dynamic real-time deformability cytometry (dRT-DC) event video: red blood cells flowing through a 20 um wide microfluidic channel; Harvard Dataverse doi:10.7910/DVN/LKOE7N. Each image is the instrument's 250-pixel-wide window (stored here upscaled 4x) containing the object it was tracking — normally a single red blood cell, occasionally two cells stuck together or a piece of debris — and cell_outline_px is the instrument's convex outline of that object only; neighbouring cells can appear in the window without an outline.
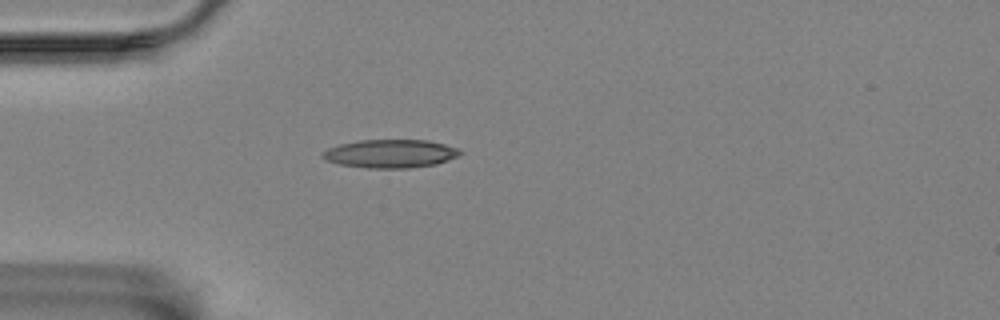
{"species": "Egyptian fruit bat (a non-hibernating species)", "species_latin": "Rousettus aegyptiacus", "temperature_condition": "room temperature", "stored_images_in_passage": 23, "camera_frame_rate_fps": 3000, "um_per_image_px": 0.085, "animal": {"sex": "female"}, "frame": {"image": 1, "passage_image": 1, "time_ms": 0.0, "image_size_px": [1000, 320], "cell_outline_px": [[464, 152], [448, 160], [436, 164], [408, 168], [368, 168], [340, 164], [324, 160], [320, 156], [320, 152], [328, 148], [340, 144], [360, 140], [428, 140], [460, 148]], "centroid_in_image_um": [33.17, 13.06], "position_along_channel_um": 51.8, "area_um2": 22.83}}
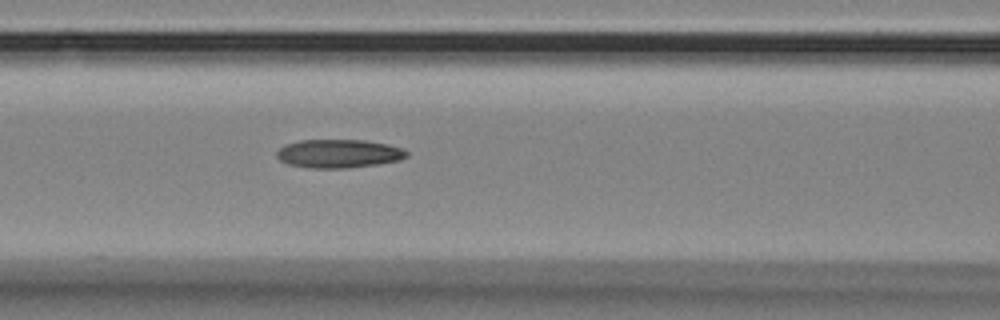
{"frame": {"image": 2, "passage_image": 9, "time_ms": 2.667, "image_size_px": [1000, 320], "cell_outline_px": [[408, 156], [400, 160], [376, 164], [348, 168], [308, 168], [288, 164], [280, 160], [276, 156], [276, 152], [284, 144], [300, 140], [364, 140], [388, 144], [404, 148], [408, 152]], "centroid_in_image_um": [28.79, 13.05], "position_along_channel_um": 137.8, "area_um2": 21.73}}
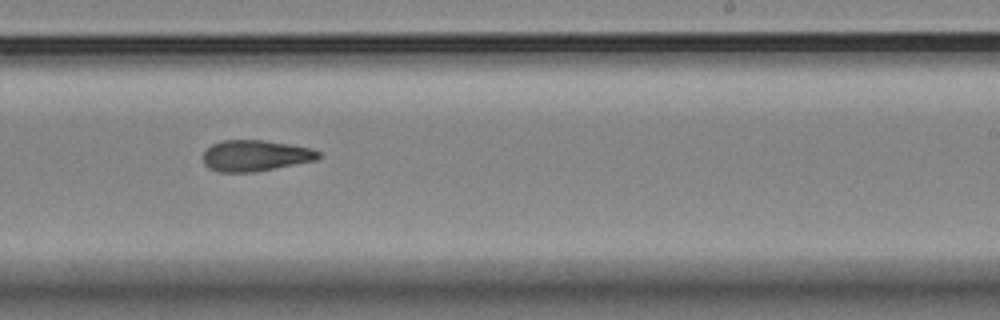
{"frame": {"image": 3, "passage_image": 20, "time_ms": 6.333, "image_size_px": [1000, 320], "cell_outline_px": [[320, 156], [316, 160], [256, 172], [216, 172], [208, 168], [204, 164], [204, 152], [212, 144], [220, 140], [264, 140], [312, 148], [320, 152]], "centroid_in_image_um": [21.69, 13.23], "position_along_channel_um": 267.3, "area_um2": 20.98}}